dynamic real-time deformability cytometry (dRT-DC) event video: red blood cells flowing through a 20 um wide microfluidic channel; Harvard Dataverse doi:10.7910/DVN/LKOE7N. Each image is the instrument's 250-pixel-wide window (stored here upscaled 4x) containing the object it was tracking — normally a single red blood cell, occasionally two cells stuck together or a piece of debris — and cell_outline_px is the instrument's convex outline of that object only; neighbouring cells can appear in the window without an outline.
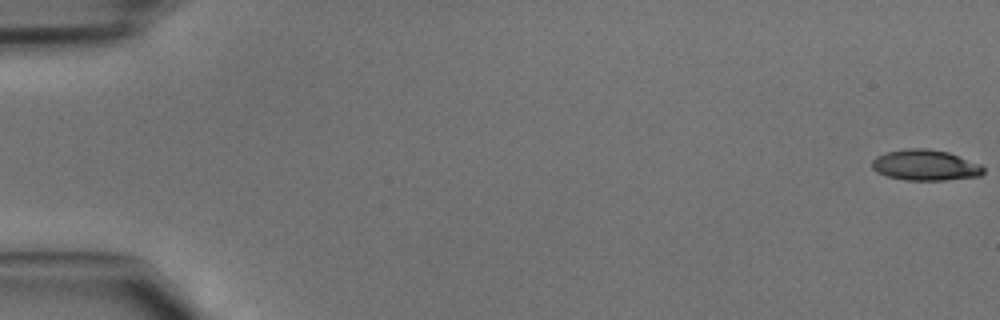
{"species": "common noctule bat (a hibernating species)", "species_latin": "Nyctalus noctula", "temperature_condition": "cold", "stored_images_in_passage": 46, "camera_frame_rate_fps": 3000, "um_per_image_px": 0.085, "animal": {"sex": "male", "body_mass_g": 15.6}, "frame": {"image": 1, "passage_image": 1, "time_ms": 0.0, "image_size_px": [1000, 320], "cell_outline_px": [[984, 172], [980, 176], [944, 180], [904, 180], [888, 176], [876, 172], [872, 168], [872, 160], [876, 156], [888, 152], [908, 148], [928, 148], [948, 152], [980, 164], [984, 168]], "centroid_in_image_um": [78.64, 14.04], "position_along_channel_um": 6.4, "area_um2": 19.94}}
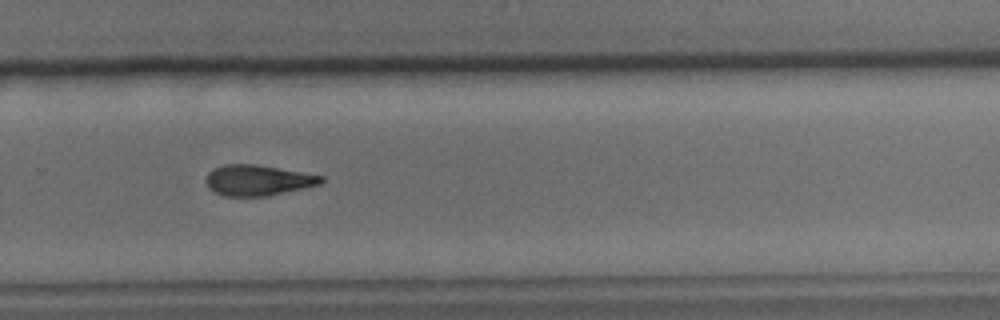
{"frame": {"image": 2, "passage_image": 32, "time_ms": 10.333, "image_size_px": [1000, 320], "cell_outline_px": [[324, 180], [320, 184], [268, 196], [224, 196], [208, 188], [208, 172], [212, 168], [224, 164], [256, 164], [324, 176]], "centroid_in_image_um": [21.92, 15.31], "position_along_channel_um": 307.9, "area_um2": 20.4}}
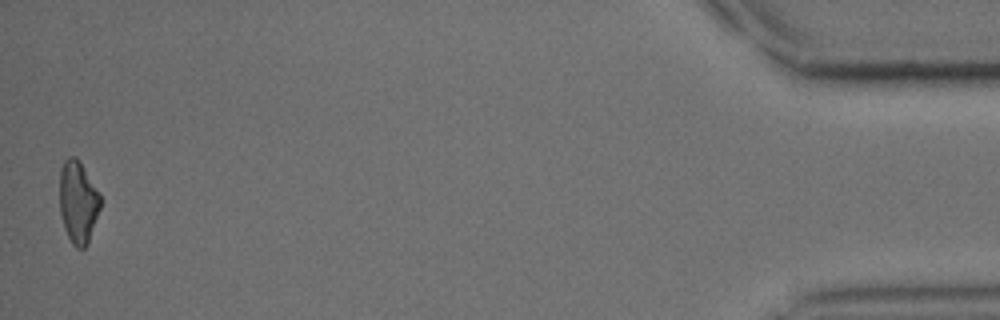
{"frame": {"image": 3, "passage_image": 46, "time_ms": 15.0, "image_size_px": [1000, 320], "cell_outline_px": [[100, 208], [88, 244], [84, 248], [76, 248], [72, 244], [64, 228], [60, 212], [60, 168], [64, 160], [68, 156], [76, 156], [80, 160], [100, 196]], "centroid_in_image_um": [6.62, 17.16], "position_along_channel_um": 428.6, "area_um2": 19.54}}